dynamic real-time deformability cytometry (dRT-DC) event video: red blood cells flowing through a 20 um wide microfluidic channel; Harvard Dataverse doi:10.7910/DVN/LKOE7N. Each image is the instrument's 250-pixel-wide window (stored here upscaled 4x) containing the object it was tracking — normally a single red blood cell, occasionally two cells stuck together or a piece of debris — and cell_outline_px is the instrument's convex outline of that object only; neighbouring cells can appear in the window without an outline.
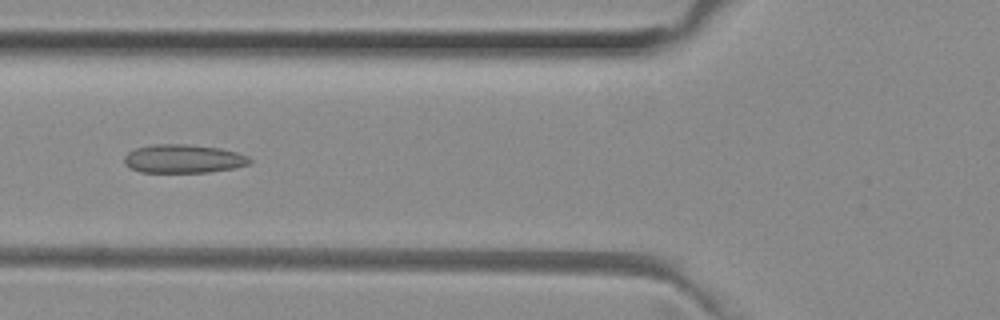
{"species": "common noctule bat (a hibernating species)", "species_latin": "Nyctalus noctula", "temperature_condition": "room temperature", "stored_images_in_passage": 51, "camera_frame_rate_fps": 3000, "um_per_image_px": 0.085, "animal": {"sex": "female", "body_mass_g": 29.2, "forearm_length_mm": 56.3}, "frame": {"image": 1, "passage_image": 19, "time_ms": 6.0, "image_size_px": [1000, 320], "cell_outline_px": [[252, 160], [248, 164], [232, 168], [208, 172], [140, 172], [124, 164], [124, 156], [128, 152], [136, 148], [152, 144], [188, 144], [220, 148], [236, 152], [248, 156]], "centroid_in_image_um": [15.56, 13.49], "position_along_channel_um": 110.2, "area_um2": 20.81}}
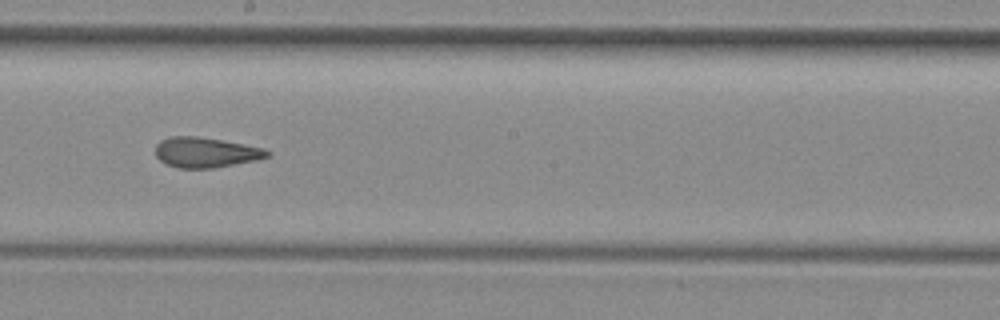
{"frame": {"image": 2, "passage_image": 28, "time_ms": 9.0, "image_size_px": [1000, 320], "cell_outline_px": [[272, 156], [256, 160], [212, 168], [180, 168], [168, 164], [160, 160], [156, 156], [156, 144], [160, 140], [172, 136], [196, 136], [220, 140], [264, 148], [272, 152]], "centroid_in_image_um": [17.5, 12.95], "position_along_channel_um": 230.7, "area_um2": 19.54}}
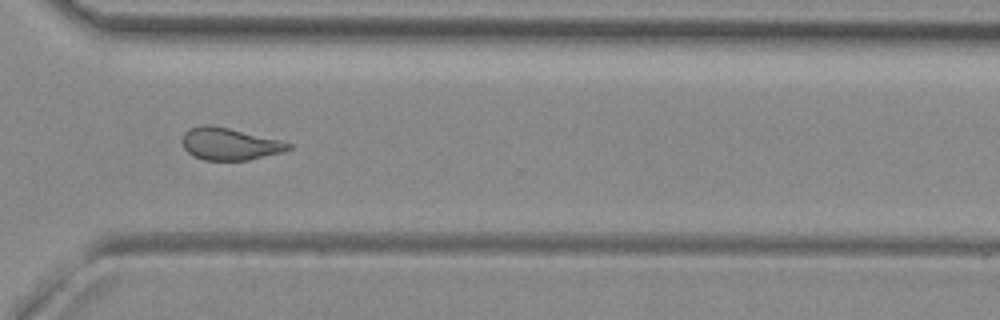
{"frame": {"image": 3, "passage_image": 37, "time_ms": 12.0, "image_size_px": [1000, 320], "cell_outline_px": [[292, 148], [280, 152], [248, 160], [204, 160], [192, 156], [184, 148], [184, 132], [188, 128], [200, 124], [212, 124], [280, 140], [292, 144]], "centroid_in_image_um": [19.48, 12.22], "position_along_channel_um": 351.1, "area_um2": 19.83}, "authors_computed_cell_mechanics": {"area_um2": 20.4034, "velocity_mm_per_s": 4.0217, "shape_relaxation_time_tau1_ms": 8.6924, "shape_relaxation_time_tau2_ms": 1.5341, "deformation_change_tau1": 0.2024, "deformation_change_tau2": 0.1025}}